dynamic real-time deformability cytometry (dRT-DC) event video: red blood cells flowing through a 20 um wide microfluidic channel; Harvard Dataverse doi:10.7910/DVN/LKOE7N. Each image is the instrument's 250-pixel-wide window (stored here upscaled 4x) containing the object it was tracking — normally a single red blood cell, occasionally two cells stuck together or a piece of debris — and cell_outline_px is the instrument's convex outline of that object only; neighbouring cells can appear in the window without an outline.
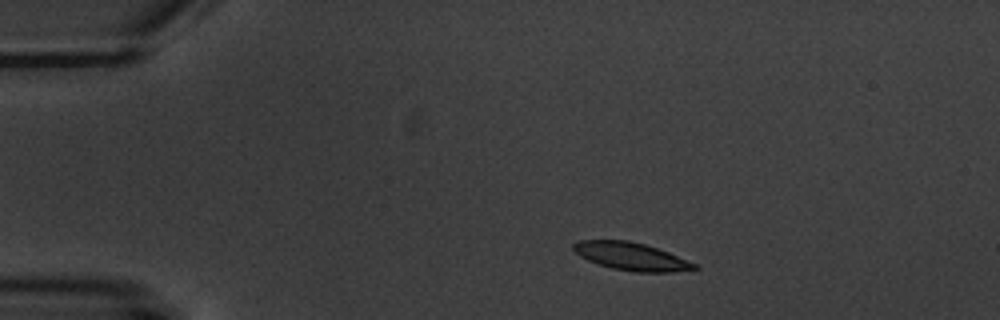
{"species": "common noctule bat (a hibernating species)", "species_latin": "Nyctalus noctula", "temperature_condition": "warm", "stored_images_in_passage": 5, "camera_frame_rate_fps": 3000, "um_per_image_px": 0.085, "animal": {"sex": "male", "body_mass_g": 20.1, "forearm_length_mm": 53.5}, "frame": {"image": 1, "passage_image": 2, "time_ms": 2.0, "image_size_px": [1000, 320], "cell_outline_px": [[700, 268], [692, 272], [636, 272], [612, 268], [588, 260], [580, 256], [572, 248], [572, 244], [580, 240], [628, 240], [644, 244], [668, 252], [696, 264]], "centroid_in_image_um": [53.71, 21.81], "position_along_channel_um": 31.3, "area_um2": 19.65}}